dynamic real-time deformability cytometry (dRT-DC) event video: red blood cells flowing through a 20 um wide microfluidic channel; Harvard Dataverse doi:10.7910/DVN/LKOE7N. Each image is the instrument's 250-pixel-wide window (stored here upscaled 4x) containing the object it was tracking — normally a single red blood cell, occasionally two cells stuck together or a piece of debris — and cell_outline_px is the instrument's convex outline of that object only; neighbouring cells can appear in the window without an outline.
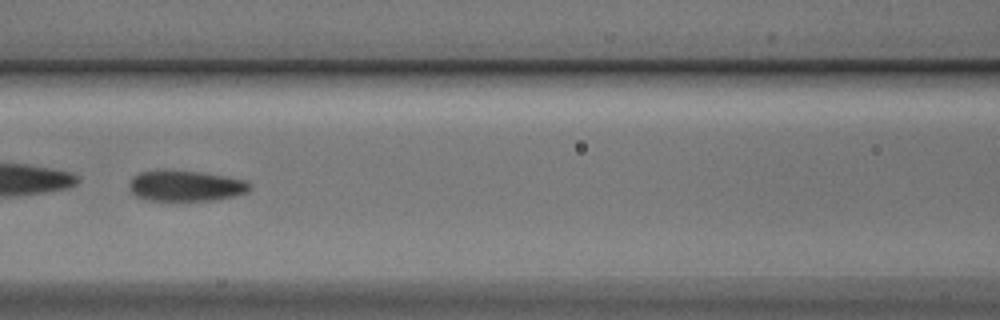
{"species": "Egyptian fruit bat (a non-hibernating species)", "species_latin": "Rousettus aegyptiacus", "temperature_condition": "cold", "stored_images_in_passage": 27, "camera_frame_rate_fps": 3000, "um_per_image_px": 0.085, "animal": {"sex": "male"}, "frame": {"image": 1, "passage_image": 9, "time_ms": 2.667, "image_size_px": [1000, 320], "cell_outline_px": [[252, 188], [244, 192], [232, 196], [212, 200], [148, 200], [136, 196], [132, 192], [128, 184], [132, 176], [140, 172], [160, 168], [164, 168], [200, 172], [224, 176], [244, 180], [252, 184]], "centroid_in_image_um": [15.71, 15.76], "position_along_channel_um": 150.9, "area_um2": 21.79}, "authors_computed_cell_mechanics": {"area_um2": 21.7906, "velocity_mm_per_s": 3.7783, "shape_relaxation_time_tau1_ms": 3.3689, "shape_relaxation_time_tau2_ms": 2.1464, "deformation_change_tau1": 0.1256, "deformation_change_tau2": 0.0661}}